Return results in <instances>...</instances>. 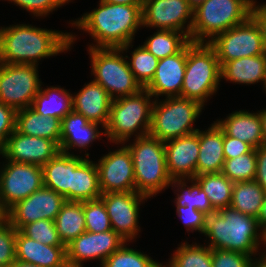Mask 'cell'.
<instances>
[{
    "label": "cell",
    "mask_w": 266,
    "mask_h": 267,
    "mask_svg": "<svg viewBox=\"0 0 266 267\" xmlns=\"http://www.w3.org/2000/svg\"><path fill=\"white\" fill-rule=\"evenodd\" d=\"M257 222L263 232L266 229V192L263 198L260 214L257 217Z\"/></svg>",
    "instance_id": "f907efd6"
},
{
    "label": "cell",
    "mask_w": 266,
    "mask_h": 267,
    "mask_svg": "<svg viewBox=\"0 0 266 267\" xmlns=\"http://www.w3.org/2000/svg\"><path fill=\"white\" fill-rule=\"evenodd\" d=\"M16 110L0 102V151L11 133L15 131Z\"/></svg>",
    "instance_id": "bcb514c9"
},
{
    "label": "cell",
    "mask_w": 266,
    "mask_h": 267,
    "mask_svg": "<svg viewBox=\"0 0 266 267\" xmlns=\"http://www.w3.org/2000/svg\"><path fill=\"white\" fill-rule=\"evenodd\" d=\"M143 5H124L100 0L99 7L73 21L72 26L91 34L94 48L128 50L135 33L142 27Z\"/></svg>",
    "instance_id": "7a4b0ae2"
},
{
    "label": "cell",
    "mask_w": 266,
    "mask_h": 267,
    "mask_svg": "<svg viewBox=\"0 0 266 267\" xmlns=\"http://www.w3.org/2000/svg\"><path fill=\"white\" fill-rule=\"evenodd\" d=\"M253 148L240 139L227 136L223 132V152L225 159H233L242 154L250 152Z\"/></svg>",
    "instance_id": "7dc6e473"
},
{
    "label": "cell",
    "mask_w": 266,
    "mask_h": 267,
    "mask_svg": "<svg viewBox=\"0 0 266 267\" xmlns=\"http://www.w3.org/2000/svg\"><path fill=\"white\" fill-rule=\"evenodd\" d=\"M221 66L215 49L209 43L187 44V61L181 97L193 99L203 106L217 92Z\"/></svg>",
    "instance_id": "8992f818"
},
{
    "label": "cell",
    "mask_w": 266,
    "mask_h": 267,
    "mask_svg": "<svg viewBox=\"0 0 266 267\" xmlns=\"http://www.w3.org/2000/svg\"><path fill=\"white\" fill-rule=\"evenodd\" d=\"M259 229L257 218L227 207L206 216L203 234L209 238L211 249L231 250L251 257L254 254L255 257L263 241V232Z\"/></svg>",
    "instance_id": "3957f363"
},
{
    "label": "cell",
    "mask_w": 266,
    "mask_h": 267,
    "mask_svg": "<svg viewBox=\"0 0 266 267\" xmlns=\"http://www.w3.org/2000/svg\"><path fill=\"white\" fill-rule=\"evenodd\" d=\"M36 65L0 63V102L16 111L31 106L40 91Z\"/></svg>",
    "instance_id": "30bf717a"
},
{
    "label": "cell",
    "mask_w": 266,
    "mask_h": 267,
    "mask_svg": "<svg viewBox=\"0 0 266 267\" xmlns=\"http://www.w3.org/2000/svg\"><path fill=\"white\" fill-rule=\"evenodd\" d=\"M65 198L50 188L42 186L29 197L20 200L12 206L4 217L16 229L34 221L47 219L55 221Z\"/></svg>",
    "instance_id": "4fadbf2b"
},
{
    "label": "cell",
    "mask_w": 266,
    "mask_h": 267,
    "mask_svg": "<svg viewBox=\"0 0 266 267\" xmlns=\"http://www.w3.org/2000/svg\"><path fill=\"white\" fill-rule=\"evenodd\" d=\"M62 244L66 247L86 231L83 202L66 201L55 219Z\"/></svg>",
    "instance_id": "4dcf8cb0"
},
{
    "label": "cell",
    "mask_w": 266,
    "mask_h": 267,
    "mask_svg": "<svg viewBox=\"0 0 266 267\" xmlns=\"http://www.w3.org/2000/svg\"><path fill=\"white\" fill-rule=\"evenodd\" d=\"M16 261L39 267H68L65 246H48L16 230Z\"/></svg>",
    "instance_id": "44dd1931"
},
{
    "label": "cell",
    "mask_w": 266,
    "mask_h": 267,
    "mask_svg": "<svg viewBox=\"0 0 266 267\" xmlns=\"http://www.w3.org/2000/svg\"><path fill=\"white\" fill-rule=\"evenodd\" d=\"M82 156L59 151L43 167V186L71 201L72 171L84 160Z\"/></svg>",
    "instance_id": "cb8c5ba5"
},
{
    "label": "cell",
    "mask_w": 266,
    "mask_h": 267,
    "mask_svg": "<svg viewBox=\"0 0 266 267\" xmlns=\"http://www.w3.org/2000/svg\"><path fill=\"white\" fill-rule=\"evenodd\" d=\"M31 12L34 16H46L70 0H8Z\"/></svg>",
    "instance_id": "ee69618b"
},
{
    "label": "cell",
    "mask_w": 266,
    "mask_h": 267,
    "mask_svg": "<svg viewBox=\"0 0 266 267\" xmlns=\"http://www.w3.org/2000/svg\"><path fill=\"white\" fill-rule=\"evenodd\" d=\"M203 105L193 99L167 97L153 101L149 135L167 142L194 132L193 123L202 112Z\"/></svg>",
    "instance_id": "ba28073f"
},
{
    "label": "cell",
    "mask_w": 266,
    "mask_h": 267,
    "mask_svg": "<svg viewBox=\"0 0 266 267\" xmlns=\"http://www.w3.org/2000/svg\"><path fill=\"white\" fill-rule=\"evenodd\" d=\"M95 164L102 194L136 191L132 155L125 145L110 151Z\"/></svg>",
    "instance_id": "2e32d148"
},
{
    "label": "cell",
    "mask_w": 266,
    "mask_h": 267,
    "mask_svg": "<svg viewBox=\"0 0 266 267\" xmlns=\"http://www.w3.org/2000/svg\"><path fill=\"white\" fill-rule=\"evenodd\" d=\"M98 123L90 122L84 115L72 110L61 120V137L59 149L61 152H68L71 148L84 149L89 144L105 135L100 132Z\"/></svg>",
    "instance_id": "603a6c76"
},
{
    "label": "cell",
    "mask_w": 266,
    "mask_h": 267,
    "mask_svg": "<svg viewBox=\"0 0 266 267\" xmlns=\"http://www.w3.org/2000/svg\"><path fill=\"white\" fill-rule=\"evenodd\" d=\"M205 131L199 130V155L196 164V176L221 172L225 161L222 129L215 122Z\"/></svg>",
    "instance_id": "484cf974"
},
{
    "label": "cell",
    "mask_w": 266,
    "mask_h": 267,
    "mask_svg": "<svg viewBox=\"0 0 266 267\" xmlns=\"http://www.w3.org/2000/svg\"><path fill=\"white\" fill-rule=\"evenodd\" d=\"M192 24L193 9L186 0H144L142 26L182 32L190 39Z\"/></svg>",
    "instance_id": "5bb4252c"
},
{
    "label": "cell",
    "mask_w": 266,
    "mask_h": 267,
    "mask_svg": "<svg viewBox=\"0 0 266 267\" xmlns=\"http://www.w3.org/2000/svg\"><path fill=\"white\" fill-rule=\"evenodd\" d=\"M212 267H253L254 260L244 253L211 249Z\"/></svg>",
    "instance_id": "7bdbcfd3"
},
{
    "label": "cell",
    "mask_w": 266,
    "mask_h": 267,
    "mask_svg": "<svg viewBox=\"0 0 266 267\" xmlns=\"http://www.w3.org/2000/svg\"><path fill=\"white\" fill-rule=\"evenodd\" d=\"M167 169L173 179H193L199 155V130L164 143Z\"/></svg>",
    "instance_id": "d6986e66"
},
{
    "label": "cell",
    "mask_w": 266,
    "mask_h": 267,
    "mask_svg": "<svg viewBox=\"0 0 266 267\" xmlns=\"http://www.w3.org/2000/svg\"><path fill=\"white\" fill-rule=\"evenodd\" d=\"M150 98L152 95L144 88L137 94L113 99L109 120L104 128L108 140L125 144L134 133L138 134H135L136 138L148 135L153 106Z\"/></svg>",
    "instance_id": "5b68a950"
},
{
    "label": "cell",
    "mask_w": 266,
    "mask_h": 267,
    "mask_svg": "<svg viewBox=\"0 0 266 267\" xmlns=\"http://www.w3.org/2000/svg\"><path fill=\"white\" fill-rule=\"evenodd\" d=\"M177 215L183 221L186 230L204 233L206 227V214L196 208L177 206Z\"/></svg>",
    "instance_id": "f6af8a7d"
},
{
    "label": "cell",
    "mask_w": 266,
    "mask_h": 267,
    "mask_svg": "<svg viewBox=\"0 0 266 267\" xmlns=\"http://www.w3.org/2000/svg\"><path fill=\"white\" fill-rule=\"evenodd\" d=\"M251 8L245 0L204 1L193 10L190 41L209 43L217 35L244 23L250 17Z\"/></svg>",
    "instance_id": "52a82bcc"
},
{
    "label": "cell",
    "mask_w": 266,
    "mask_h": 267,
    "mask_svg": "<svg viewBox=\"0 0 266 267\" xmlns=\"http://www.w3.org/2000/svg\"><path fill=\"white\" fill-rule=\"evenodd\" d=\"M264 245L266 244V229L263 231V242Z\"/></svg>",
    "instance_id": "680465c9"
},
{
    "label": "cell",
    "mask_w": 266,
    "mask_h": 267,
    "mask_svg": "<svg viewBox=\"0 0 266 267\" xmlns=\"http://www.w3.org/2000/svg\"><path fill=\"white\" fill-rule=\"evenodd\" d=\"M256 160L257 167L254 180L266 192V144L256 148Z\"/></svg>",
    "instance_id": "c3c4849f"
},
{
    "label": "cell",
    "mask_w": 266,
    "mask_h": 267,
    "mask_svg": "<svg viewBox=\"0 0 266 267\" xmlns=\"http://www.w3.org/2000/svg\"><path fill=\"white\" fill-rule=\"evenodd\" d=\"M185 181L186 179H173L171 181L172 187L174 185L178 188V193H176L177 197L175 198L176 206L196 208L206 215L214 213L216 210L212 207L208 196L201 189L200 185L194 179H190L189 182L192 181L191 184H193L189 187L186 185ZM185 187H187V189Z\"/></svg>",
    "instance_id": "e575fe53"
},
{
    "label": "cell",
    "mask_w": 266,
    "mask_h": 267,
    "mask_svg": "<svg viewBox=\"0 0 266 267\" xmlns=\"http://www.w3.org/2000/svg\"><path fill=\"white\" fill-rule=\"evenodd\" d=\"M162 267H212L211 248L196 243H182L173 253L169 264Z\"/></svg>",
    "instance_id": "d590c367"
},
{
    "label": "cell",
    "mask_w": 266,
    "mask_h": 267,
    "mask_svg": "<svg viewBox=\"0 0 266 267\" xmlns=\"http://www.w3.org/2000/svg\"><path fill=\"white\" fill-rule=\"evenodd\" d=\"M72 96L59 86H50L45 90L40 88L30 107L43 116L62 120L73 110Z\"/></svg>",
    "instance_id": "f546056e"
},
{
    "label": "cell",
    "mask_w": 266,
    "mask_h": 267,
    "mask_svg": "<svg viewBox=\"0 0 266 267\" xmlns=\"http://www.w3.org/2000/svg\"><path fill=\"white\" fill-rule=\"evenodd\" d=\"M216 123L227 136L240 139L253 149L265 144L258 113L235 111L224 120H217Z\"/></svg>",
    "instance_id": "d4e9b609"
},
{
    "label": "cell",
    "mask_w": 266,
    "mask_h": 267,
    "mask_svg": "<svg viewBox=\"0 0 266 267\" xmlns=\"http://www.w3.org/2000/svg\"><path fill=\"white\" fill-rule=\"evenodd\" d=\"M124 243L113 229L94 233L85 231L66 246V262L68 267H82V261L98 259L103 262Z\"/></svg>",
    "instance_id": "e0dca14e"
},
{
    "label": "cell",
    "mask_w": 266,
    "mask_h": 267,
    "mask_svg": "<svg viewBox=\"0 0 266 267\" xmlns=\"http://www.w3.org/2000/svg\"><path fill=\"white\" fill-rule=\"evenodd\" d=\"M9 267H39L37 265H33L31 263H26V262H20V261H15L13 264H11Z\"/></svg>",
    "instance_id": "11a10c76"
},
{
    "label": "cell",
    "mask_w": 266,
    "mask_h": 267,
    "mask_svg": "<svg viewBox=\"0 0 266 267\" xmlns=\"http://www.w3.org/2000/svg\"><path fill=\"white\" fill-rule=\"evenodd\" d=\"M16 229L3 217L0 220V264L9 267L16 261Z\"/></svg>",
    "instance_id": "b9f144b4"
},
{
    "label": "cell",
    "mask_w": 266,
    "mask_h": 267,
    "mask_svg": "<svg viewBox=\"0 0 266 267\" xmlns=\"http://www.w3.org/2000/svg\"><path fill=\"white\" fill-rule=\"evenodd\" d=\"M20 231L27 237L48 246H64L59 238L55 221L42 219L24 225Z\"/></svg>",
    "instance_id": "60d3db41"
},
{
    "label": "cell",
    "mask_w": 266,
    "mask_h": 267,
    "mask_svg": "<svg viewBox=\"0 0 266 267\" xmlns=\"http://www.w3.org/2000/svg\"><path fill=\"white\" fill-rule=\"evenodd\" d=\"M85 155L87 158L72 171L71 201L95 200L102 195L96 164L88 159V153Z\"/></svg>",
    "instance_id": "f1b7e54d"
},
{
    "label": "cell",
    "mask_w": 266,
    "mask_h": 267,
    "mask_svg": "<svg viewBox=\"0 0 266 267\" xmlns=\"http://www.w3.org/2000/svg\"><path fill=\"white\" fill-rule=\"evenodd\" d=\"M250 17L256 22L260 29L263 45L266 50V4L252 7Z\"/></svg>",
    "instance_id": "681fc988"
},
{
    "label": "cell",
    "mask_w": 266,
    "mask_h": 267,
    "mask_svg": "<svg viewBox=\"0 0 266 267\" xmlns=\"http://www.w3.org/2000/svg\"><path fill=\"white\" fill-rule=\"evenodd\" d=\"M190 39L182 32L157 30L146 40L143 46L158 60L179 53Z\"/></svg>",
    "instance_id": "836d02e7"
},
{
    "label": "cell",
    "mask_w": 266,
    "mask_h": 267,
    "mask_svg": "<svg viewBox=\"0 0 266 267\" xmlns=\"http://www.w3.org/2000/svg\"><path fill=\"white\" fill-rule=\"evenodd\" d=\"M264 195L265 191L255 180L234 182L230 207L257 218Z\"/></svg>",
    "instance_id": "1f68e13d"
},
{
    "label": "cell",
    "mask_w": 266,
    "mask_h": 267,
    "mask_svg": "<svg viewBox=\"0 0 266 267\" xmlns=\"http://www.w3.org/2000/svg\"><path fill=\"white\" fill-rule=\"evenodd\" d=\"M159 60L150 53L143 45H139L132 52L131 60L128 61L130 70L136 80L145 88L153 79Z\"/></svg>",
    "instance_id": "74e56055"
},
{
    "label": "cell",
    "mask_w": 266,
    "mask_h": 267,
    "mask_svg": "<svg viewBox=\"0 0 266 267\" xmlns=\"http://www.w3.org/2000/svg\"><path fill=\"white\" fill-rule=\"evenodd\" d=\"M4 217V213L0 210V220Z\"/></svg>",
    "instance_id": "94428289"
},
{
    "label": "cell",
    "mask_w": 266,
    "mask_h": 267,
    "mask_svg": "<svg viewBox=\"0 0 266 267\" xmlns=\"http://www.w3.org/2000/svg\"><path fill=\"white\" fill-rule=\"evenodd\" d=\"M187 45L177 54L159 60L155 75L145 89L154 97H181Z\"/></svg>",
    "instance_id": "ffe728a7"
},
{
    "label": "cell",
    "mask_w": 266,
    "mask_h": 267,
    "mask_svg": "<svg viewBox=\"0 0 266 267\" xmlns=\"http://www.w3.org/2000/svg\"><path fill=\"white\" fill-rule=\"evenodd\" d=\"M209 44L215 49L220 65L238 58L262 55L266 51L260 29L251 17L217 35Z\"/></svg>",
    "instance_id": "7c38bea8"
},
{
    "label": "cell",
    "mask_w": 266,
    "mask_h": 267,
    "mask_svg": "<svg viewBox=\"0 0 266 267\" xmlns=\"http://www.w3.org/2000/svg\"><path fill=\"white\" fill-rule=\"evenodd\" d=\"M126 147L132 155L137 193L151 198L171 185L164 142L148 134Z\"/></svg>",
    "instance_id": "277c9868"
},
{
    "label": "cell",
    "mask_w": 266,
    "mask_h": 267,
    "mask_svg": "<svg viewBox=\"0 0 266 267\" xmlns=\"http://www.w3.org/2000/svg\"><path fill=\"white\" fill-rule=\"evenodd\" d=\"M59 151V146L54 141L24 135L15 129L9 135L5 146L0 151V155L13 162L43 167Z\"/></svg>",
    "instance_id": "ac0fdd59"
},
{
    "label": "cell",
    "mask_w": 266,
    "mask_h": 267,
    "mask_svg": "<svg viewBox=\"0 0 266 267\" xmlns=\"http://www.w3.org/2000/svg\"><path fill=\"white\" fill-rule=\"evenodd\" d=\"M71 33L19 24L0 28V63L38 66V60L70 49Z\"/></svg>",
    "instance_id": "6da1fadb"
},
{
    "label": "cell",
    "mask_w": 266,
    "mask_h": 267,
    "mask_svg": "<svg viewBox=\"0 0 266 267\" xmlns=\"http://www.w3.org/2000/svg\"><path fill=\"white\" fill-rule=\"evenodd\" d=\"M107 3L124 4V5H143L144 0H101Z\"/></svg>",
    "instance_id": "816d5d0a"
},
{
    "label": "cell",
    "mask_w": 266,
    "mask_h": 267,
    "mask_svg": "<svg viewBox=\"0 0 266 267\" xmlns=\"http://www.w3.org/2000/svg\"><path fill=\"white\" fill-rule=\"evenodd\" d=\"M258 114L261 120L262 134L266 144V109L259 111Z\"/></svg>",
    "instance_id": "f5cc1de1"
},
{
    "label": "cell",
    "mask_w": 266,
    "mask_h": 267,
    "mask_svg": "<svg viewBox=\"0 0 266 267\" xmlns=\"http://www.w3.org/2000/svg\"><path fill=\"white\" fill-rule=\"evenodd\" d=\"M251 7H256V1L254 0H245Z\"/></svg>",
    "instance_id": "6f0895ef"
},
{
    "label": "cell",
    "mask_w": 266,
    "mask_h": 267,
    "mask_svg": "<svg viewBox=\"0 0 266 267\" xmlns=\"http://www.w3.org/2000/svg\"><path fill=\"white\" fill-rule=\"evenodd\" d=\"M147 198L136 191L109 192L100 196L110 218L111 228L126 242L133 240L140 231L139 205Z\"/></svg>",
    "instance_id": "9a60e30c"
},
{
    "label": "cell",
    "mask_w": 266,
    "mask_h": 267,
    "mask_svg": "<svg viewBox=\"0 0 266 267\" xmlns=\"http://www.w3.org/2000/svg\"><path fill=\"white\" fill-rule=\"evenodd\" d=\"M86 231L100 233L112 230L111 221L103 201L99 199L83 201Z\"/></svg>",
    "instance_id": "ab89813d"
},
{
    "label": "cell",
    "mask_w": 266,
    "mask_h": 267,
    "mask_svg": "<svg viewBox=\"0 0 266 267\" xmlns=\"http://www.w3.org/2000/svg\"><path fill=\"white\" fill-rule=\"evenodd\" d=\"M208 196L212 207L218 211L230 207L234 182L224 174L205 173L193 178Z\"/></svg>",
    "instance_id": "d6a6232c"
},
{
    "label": "cell",
    "mask_w": 266,
    "mask_h": 267,
    "mask_svg": "<svg viewBox=\"0 0 266 267\" xmlns=\"http://www.w3.org/2000/svg\"><path fill=\"white\" fill-rule=\"evenodd\" d=\"M221 66V79L239 84L265 83V54L231 60Z\"/></svg>",
    "instance_id": "83f0119b"
},
{
    "label": "cell",
    "mask_w": 266,
    "mask_h": 267,
    "mask_svg": "<svg viewBox=\"0 0 266 267\" xmlns=\"http://www.w3.org/2000/svg\"><path fill=\"white\" fill-rule=\"evenodd\" d=\"M101 267H162V263L154 261L141 251L126 247L124 243L103 262Z\"/></svg>",
    "instance_id": "f35d334b"
},
{
    "label": "cell",
    "mask_w": 266,
    "mask_h": 267,
    "mask_svg": "<svg viewBox=\"0 0 266 267\" xmlns=\"http://www.w3.org/2000/svg\"><path fill=\"white\" fill-rule=\"evenodd\" d=\"M189 6L195 10L198 6H200L206 0H186Z\"/></svg>",
    "instance_id": "9f6ffc18"
},
{
    "label": "cell",
    "mask_w": 266,
    "mask_h": 267,
    "mask_svg": "<svg viewBox=\"0 0 266 267\" xmlns=\"http://www.w3.org/2000/svg\"><path fill=\"white\" fill-rule=\"evenodd\" d=\"M6 161L0 169V210L4 214L43 186L42 167Z\"/></svg>",
    "instance_id": "8fae6325"
},
{
    "label": "cell",
    "mask_w": 266,
    "mask_h": 267,
    "mask_svg": "<svg viewBox=\"0 0 266 267\" xmlns=\"http://www.w3.org/2000/svg\"><path fill=\"white\" fill-rule=\"evenodd\" d=\"M254 260L256 261H254L253 267H266V253H263L258 261L256 258Z\"/></svg>",
    "instance_id": "db71d44e"
},
{
    "label": "cell",
    "mask_w": 266,
    "mask_h": 267,
    "mask_svg": "<svg viewBox=\"0 0 266 267\" xmlns=\"http://www.w3.org/2000/svg\"><path fill=\"white\" fill-rule=\"evenodd\" d=\"M265 58H266V51H265ZM264 86V89H265V91H266V73H265V83L263 84Z\"/></svg>",
    "instance_id": "91938a15"
},
{
    "label": "cell",
    "mask_w": 266,
    "mask_h": 267,
    "mask_svg": "<svg viewBox=\"0 0 266 267\" xmlns=\"http://www.w3.org/2000/svg\"><path fill=\"white\" fill-rule=\"evenodd\" d=\"M256 149L233 159H225L221 173L232 182L254 180L256 175Z\"/></svg>",
    "instance_id": "8d00e7d4"
},
{
    "label": "cell",
    "mask_w": 266,
    "mask_h": 267,
    "mask_svg": "<svg viewBox=\"0 0 266 267\" xmlns=\"http://www.w3.org/2000/svg\"><path fill=\"white\" fill-rule=\"evenodd\" d=\"M15 129L24 135L52 140L60 146L61 120L43 116L31 107L16 111Z\"/></svg>",
    "instance_id": "4316f807"
},
{
    "label": "cell",
    "mask_w": 266,
    "mask_h": 267,
    "mask_svg": "<svg viewBox=\"0 0 266 267\" xmlns=\"http://www.w3.org/2000/svg\"><path fill=\"white\" fill-rule=\"evenodd\" d=\"M112 100L100 84L91 81L85 84L79 93L72 96L73 110L84 115L90 122L98 123L105 128Z\"/></svg>",
    "instance_id": "7402d4cb"
},
{
    "label": "cell",
    "mask_w": 266,
    "mask_h": 267,
    "mask_svg": "<svg viewBox=\"0 0 266 267\" xmlns=\"http://www.w3.org/2000/svg\"><path fill=\"white\" fill-rule=\"evenodd\" d=\"M94 82L100 84L112 99L137 94L144 89L130 70L121 48L89 47Z\"/></svg>",
    "instance_id": "9c48e42d"
}]
</instances>
